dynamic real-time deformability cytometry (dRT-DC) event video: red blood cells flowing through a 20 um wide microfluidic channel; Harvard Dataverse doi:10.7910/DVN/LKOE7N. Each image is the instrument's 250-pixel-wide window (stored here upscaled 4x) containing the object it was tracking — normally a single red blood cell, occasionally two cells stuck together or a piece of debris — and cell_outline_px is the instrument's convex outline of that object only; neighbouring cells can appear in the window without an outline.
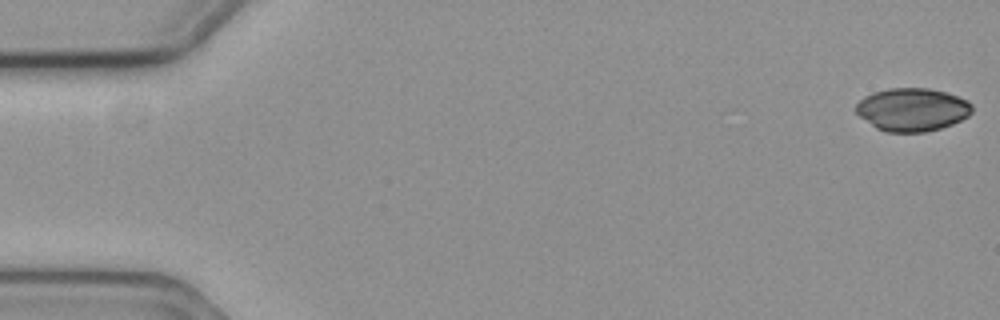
{"species": "common noctule bat (a hibernating species)", "species_latin": "Nyctalus noctula", "temperature_condition": "cold", "stored_images_in_passage": 52, "camera_frame_rate_fps": 3000, "um_per_image_px": 0.085, "animal": {"sex": "female", "body_mass_g": 19.3, "forearm_length_mm": 54.1}, "frame": {"image": 1, "passage_image": 1, "time_ms": 0.0, "image_size_px": [1000, 320], "cell_outline_px": [[972, 112], [968, 116], [952, 124], [940, 128], [924, 132], [888, 132], [876, 128], [860, 116], [856, 112], [856, 104], [864, 96], [872, 92], [888, 88], [928, 88], [948, 92], [968, 100], [972, 104]], "centroid_in_image_um": [77.55, 9.3], "position_along_channel_um": 7.4, "area_um2": 29.25}}
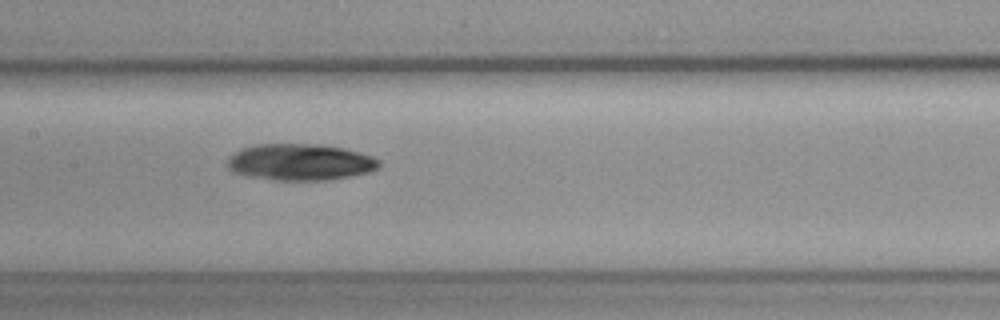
{"frame": {"image": 2, "passage_image": 28, "time_ms": 9.0, "image_size_px": [1000, 320], "cell_outline_px": [[380, 168], [368, 172], [348, 176], [324, 180], [276, 180], [248, 176], [232, 172], [228, 168], [228, 160], [240, 148], [256, 144], [320, 144], [344, 148], [360, 152], [372, 156], [380, 160]], "centroid_in_image_um": [25.53, 13.77], "position_along_channel_um": 181.9, "area_um2": 32.25}}
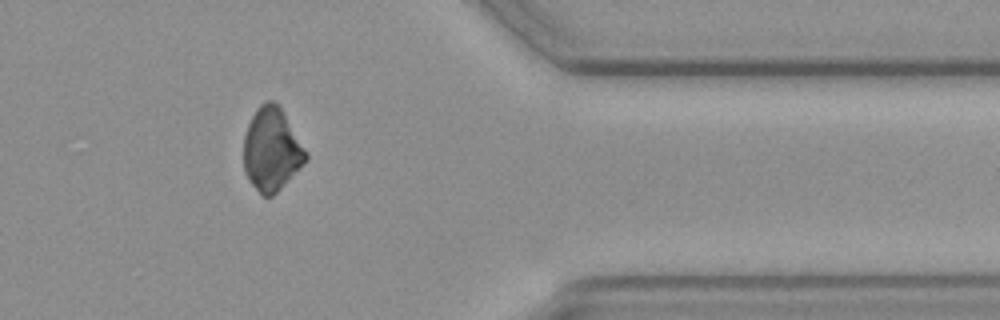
{"frame": {"image": 3, "passage_image": 47, "time_ms": 15.333, "image_size_px": [1000, 320], "cell_outline_px": [[308, 160], [272, 196], [264, 196], [248, 180], [244, 172], [244, 136], [248, 124], [256, 108], [264, 100], [272, 100], [280, 104], [308, 156]], "centroid_in_image_um": [23.07, 12.66], "position_along_channel_um": 388.3, "area_um2": 30.0}}